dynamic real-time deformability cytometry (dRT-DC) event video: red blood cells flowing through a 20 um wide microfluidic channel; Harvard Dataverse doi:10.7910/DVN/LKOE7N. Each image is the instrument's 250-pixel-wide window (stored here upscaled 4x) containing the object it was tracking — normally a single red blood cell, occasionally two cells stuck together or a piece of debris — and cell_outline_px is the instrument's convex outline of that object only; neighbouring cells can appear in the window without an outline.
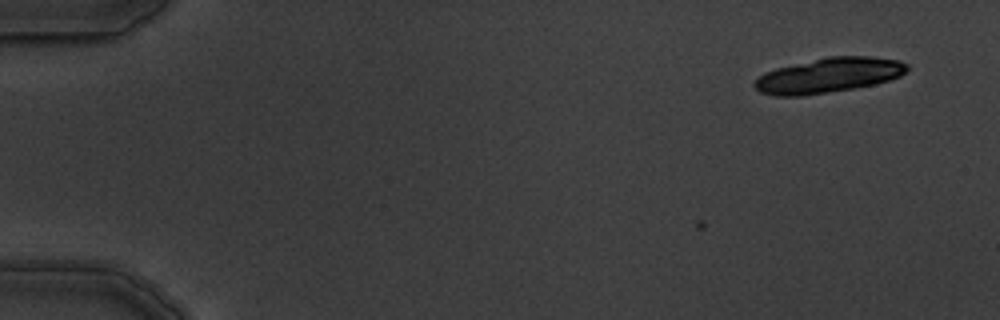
{"species": "common noctule bat (a hibernating species)", "species_latin": "Nyctalus noctula", "temperature_condition": "warm", "stored_images_in_passage": 3, "camera_frame_rate_fps": 3000, "um_per_image_px": 0.085, "animal": {"sex": "male", "body_mass_g": 19.5, "forearm_length_mm": 54.6}, "frame": {"image": 1, "passage_image": 3, "time_ms": 2.333, "image_size_px": [1000, 320], "cell_outline_px": [[908, 68], [900, 76], [888, 80], [856, 88], [804, 96], [776, 96], [760, 92], [752, 84], [764, 72], [776, 68], [828, 56], [872, 56], [900, 60], [908, 64]], "centroid_in_image_um": [70.43, 6.4], "position_along_channel_um": 14.6, "area_um2": 31.04}}